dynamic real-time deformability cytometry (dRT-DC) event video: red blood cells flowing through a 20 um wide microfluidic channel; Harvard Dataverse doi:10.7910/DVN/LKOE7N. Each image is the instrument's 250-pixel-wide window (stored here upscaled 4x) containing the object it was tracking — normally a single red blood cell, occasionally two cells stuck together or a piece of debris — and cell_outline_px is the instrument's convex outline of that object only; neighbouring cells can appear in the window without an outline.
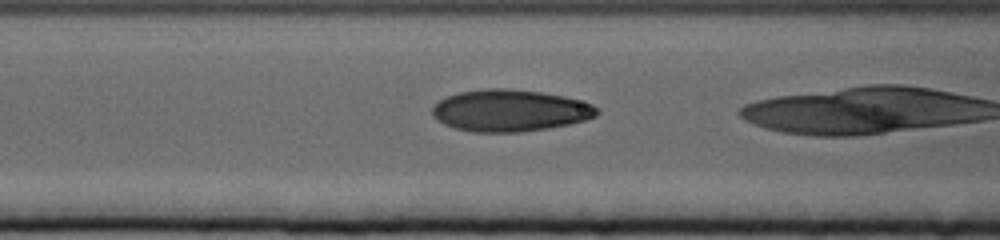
{"species": "human", "species_latin": "Homo sapiens", "temperature_condition": "cold", "stored_images_in_passage": 10, "camera_frame_rate_fps": 3000, "um_per_image_px": 0.085, "donor": {"sex": "female"}, "frame": {"image": 1, "passage_image": 4, "time_ms": 1.0, "image_size_px": [1000, 240], "cell_outline_px": [[600, 112], [596, 116], [584, 120], [568, 124], [548, 128], [520, 132], [472, 132], [452, 128], [436, 120], [432, 116], [432, 108], [440, 100], [448, 96], [460, 92], [484, 88], [508, 88], [540, 92], [564, 96], [592, 104]], "centroid_in_image_um": [43.31, 9.4], "position_along_channel_um": 123.3, "area_um2": 40.17}}
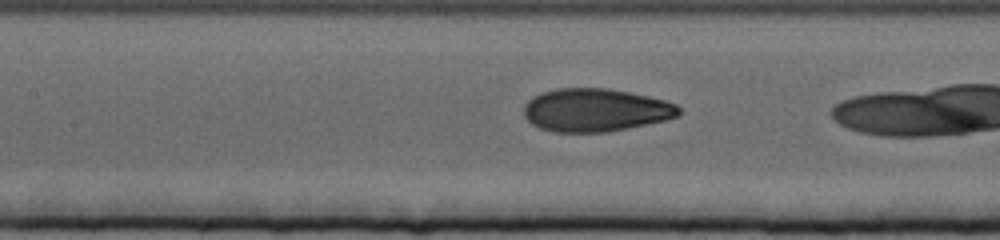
{"frame": {"image": 2, "passage_image": 7, "time_ms": 2.0, "image_size_px": [1000, 240], "cell_outline_px": [[680, 116], [664, 120], [628, 128], [604, 132], [552, 132], [540, 128], [532, 124], [524, 116], [524, 104], [532, 96], [556, 88], [608, 88], [648, 96], [664, 100], [676, 104], [680, 108]], "centroid_in_image_um": [50.6, 9.35], "position_along_channel_um": 156.8, "area_um2": 38.9}}